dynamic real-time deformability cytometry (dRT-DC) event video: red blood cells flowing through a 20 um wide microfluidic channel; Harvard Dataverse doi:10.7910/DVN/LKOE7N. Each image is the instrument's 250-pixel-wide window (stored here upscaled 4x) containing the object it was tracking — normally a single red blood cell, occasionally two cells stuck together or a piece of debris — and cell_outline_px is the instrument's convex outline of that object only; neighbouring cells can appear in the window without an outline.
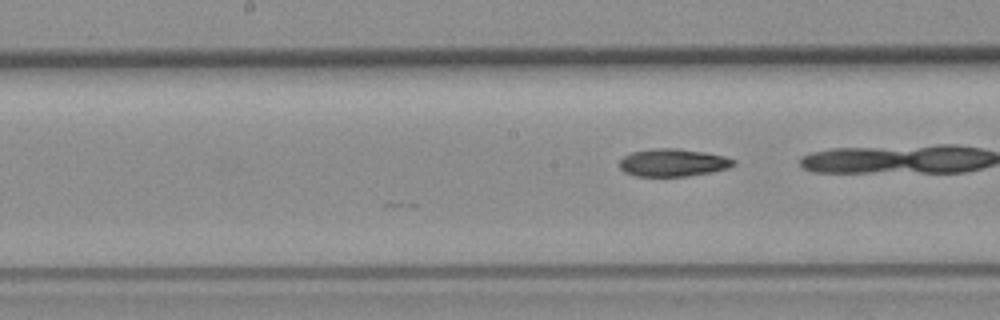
{"species": "common noctule bat (a hibernating species)", "species_latin": "Nyctalus noctula", "temperature_condition": "room temperature", "stored_images_in_passage": 11, "camera_frame_rate_fps": 3000, "um_per_image_px": 0.085, "animal": {"sex": "female", "body_mass_g": 19.3, "forearm_length_mm": 54.1}, "frame": {"image": 1, "passage_image": 11, "time_ms": 3.333, "image_size_px": [1000, 320], "cell_outline_px": [[736, 164], [728, 168], [712, 172], [688, 176], [636, 176], [624, 172], [620, 168], [620, 160], [624, 156], [632, 152], [652, 148], [676, 148], [704, 152], [724, 156], [736, 160]], "centroid_in_image_um": [57.21, 13.82], "position_along_channel_um": 191.0, "area_um2": 18.44}}